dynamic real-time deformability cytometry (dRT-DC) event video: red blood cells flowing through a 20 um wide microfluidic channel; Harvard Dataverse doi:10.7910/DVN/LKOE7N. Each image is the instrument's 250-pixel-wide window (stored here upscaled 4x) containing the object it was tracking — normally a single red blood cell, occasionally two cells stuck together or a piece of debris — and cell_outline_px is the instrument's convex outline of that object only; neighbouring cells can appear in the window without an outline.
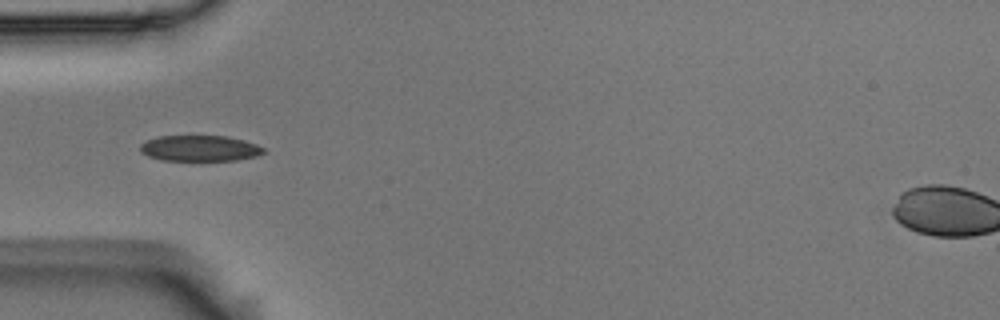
{"species": "Egyptian fruit bat (a non-hibernating species)", "species_latin": "Rousettus aegyptiacus", "temperature_condition": "room temperature", "stored_images_in_passage": 8, "camera_frame_rate_fps": 3000, "um_per_image_px": 0.085, "animal": {"sex": "male"}, "frame": {"image": 1, "passage_image": 5, "time_ms": 1.333, "image_size_px": [1000, 320], "cell_outline_px": [[264, 152], [256, 156], [236, 160], [160, 160], [148, 156], [140, 152], [140, 144], [148, 140], [160, 136], [228, 136], [244, 140], [256, 144], [264, 148]], "centroid_in_image_um": [16.97, 12.6], "position_along_channel_um": 68.0, "area_um2": 18.5}}
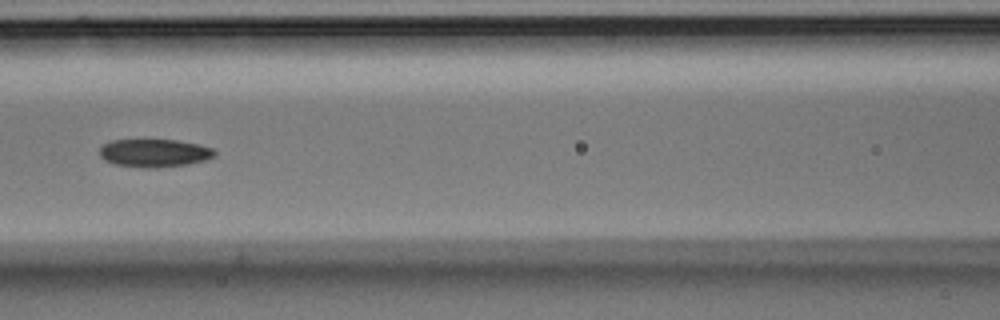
{"frame": {"image": 2, "passage_image": 7, "time_ms": 2.0, "image_size_px": [1000, 320], "cell_outline_px": [[216, 156], [204, 160], [188, 164], [156, 168], [144, 168], [116, 164], [104, 160], [100, 156], [100, 148], [104, 144], [112, 140], [144, 136], [176, 140], [200, 144], [212, 148], [216, 152]], "centroid_in_image_um": [13.1, 12.95], "position_along_channel_um": 153.5, "area_um2": 19.71}}
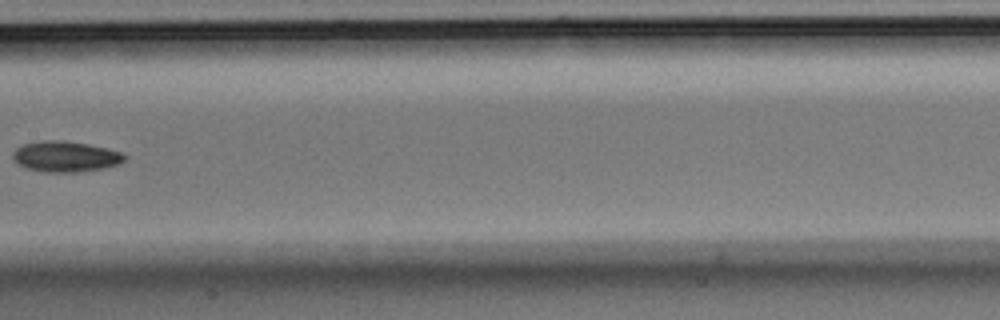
{"frame": {"image": 3, "passage_image": 8, "time_ms": 2.333, "image_size_px": [1000, 320], "cell_outline_px": [[128, 156], [124, 160], [116, 164], [104, 168], [76, 172], [44, 172], [24, 168], [12, 160], [12, 152], [16, 148], [24, 144], [40, 140], [64, 140], [88, 144], [108, 148], [120, 152]], "centroid_in_image_um": [5.52, 13.3], "position_along_channel_um": 201.9, "area_um2": 20.17}}